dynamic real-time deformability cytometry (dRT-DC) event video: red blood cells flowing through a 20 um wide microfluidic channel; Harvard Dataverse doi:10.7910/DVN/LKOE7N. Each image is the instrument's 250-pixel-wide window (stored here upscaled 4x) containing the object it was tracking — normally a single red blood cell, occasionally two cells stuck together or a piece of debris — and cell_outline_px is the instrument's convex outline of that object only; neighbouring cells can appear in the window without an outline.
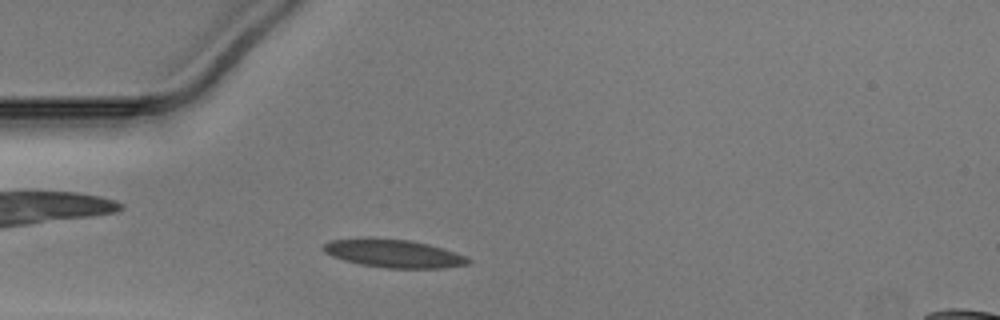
{"species": "Egyptian fruit bat (a non-hibernating species)", "species_latin": "Rousettus aegyptiacus", "temperature_condition": "warm", "stored_images_in_passage": 40, "camera_frame_rate_fps": 3000, "um_per_image_px": 0.085, "animal": {"sex": "male"}, "frame": {"image": 1, "passage_image": 7, "time_ms": 2.0, "image_size_px": [1000, 320], "cell_outline_px": [[472, 260], [468, 264], [444, 268], [388, 268], [360, 264], [344, 260], [332, 256], [324, 252], [320, 248], [328, 240], [360, 236], [372, 236], [412, 240], [444, 248], [456, 252]], "centroid_in_image_um": [33.39, 21.5], "position_along_channel_um": 51.6, "area_um2": 24.45}}
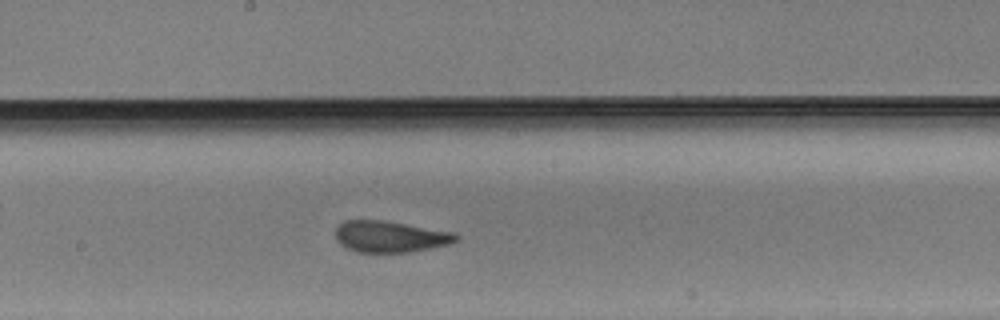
{"frame": {"image": 2, "passage_image": 20, "time_ms": 6.333, "image_size_px": [1000, 320], "cell_outline_px": [[460, 240], [448, 244], [408, 252], [356, 252], [340, 244], [336, 240], [336, 228], [344, 220], [384, 220], [452, 232], [460, 236]], "centroid_in_image_um": [33.15, 20.1], "position_along_channel_um": 215.1, "area_um2": 21.91}}
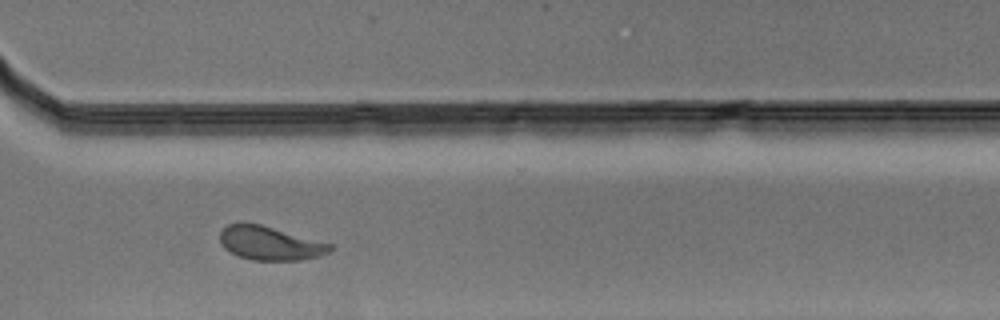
{"frame": {"image": 3, "passage_image": 30, "time_ms": 9.667, "image_size_px": [1000, 320], "cell_outline_px": [[336, 248], [320, 256], [300, 260], [252, 260], [240, 256], [224, 248], [220, 244], [220, 232], [228, 224], [244, 220], [260, 224], [336, 244]], "centroid_in_image_um": [22.99, 20.64], "position_along_channel_um": 347.6, "area_um2": 22.2}}